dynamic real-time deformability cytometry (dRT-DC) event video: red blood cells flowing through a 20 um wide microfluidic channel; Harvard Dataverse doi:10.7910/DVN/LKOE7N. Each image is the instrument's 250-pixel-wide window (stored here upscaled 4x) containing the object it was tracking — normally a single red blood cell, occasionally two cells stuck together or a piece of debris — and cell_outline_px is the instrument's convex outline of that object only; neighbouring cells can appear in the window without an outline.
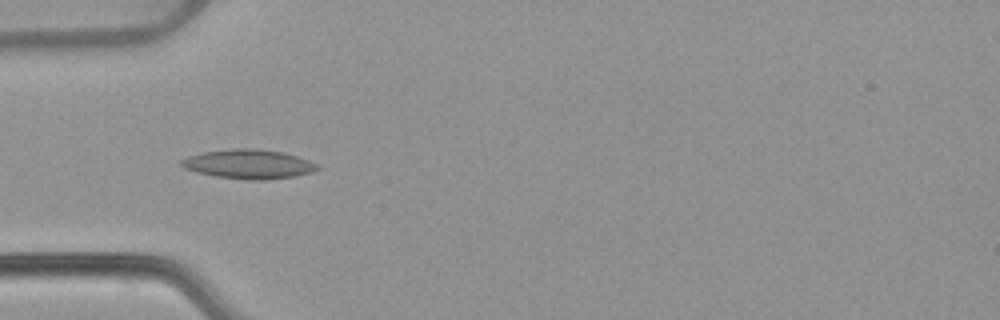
{"species": "common noctule bat (a hibernating species)", "species_latin": "Nyctalus noctula", "temperature_condition": "warm", "stored_images_in_passage": 23, "camera_frame_rate_fps": 3000, "um_per_image_px": 0.085, "animal": {"sex": "female", "body_mass_g": 22.7, "forearm_length_mm": 54.2}, "frame": {"image": 1, "passage_image": 7, "time_ms": 2.0, "image_size_px": [1000, 320], "cell_outline_px": [[320, 168], [312, 172], [296, 176], [260, 180], [252, 180], [216, 176], [196, 172], [184, 168], [180, 164], [180, 160], [188, 156], [204, 152], [232, 148], [256, 148], [284, 152], [308, 160], [316, 164]], "centroid_in_image_um": [21.12, 13.94], "position_along_channel_um": 63.9, "area_um2": 23.12}}
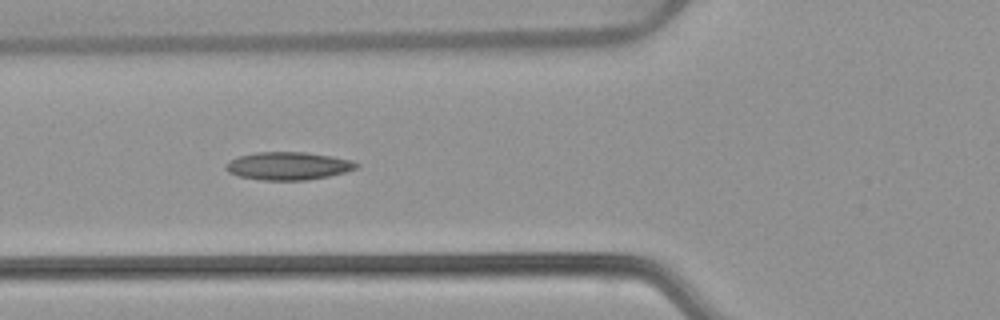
{"frame": {"image": 2, "passage_image": 10, "time_ms": 3.0, "image_size_px": [1000, 320], "cell_outline_px": [[360, 164], [356, 168], [344, 172], [328, 176], [304, 180], [260, 180], [240, 176], [228, 172], [224, 168], [224, 164], [240, 156], [256, 152], [304, 152], [352, 160]], "centroid_in_image_um": [24.47, 14.1], "position_along_channel_um": 101.3, "area_um2": 20.98}}